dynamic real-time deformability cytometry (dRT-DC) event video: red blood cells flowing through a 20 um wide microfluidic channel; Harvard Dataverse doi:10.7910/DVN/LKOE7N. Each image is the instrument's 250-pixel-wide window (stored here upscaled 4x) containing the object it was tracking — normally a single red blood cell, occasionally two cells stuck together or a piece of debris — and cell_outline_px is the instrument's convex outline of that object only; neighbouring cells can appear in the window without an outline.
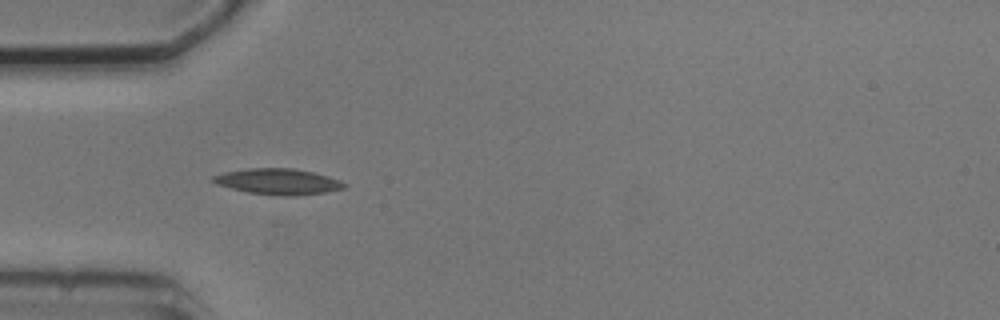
{"species": "common noctule bat (a hibernating species)", "species_latin": "Nyctalus noctula", "temperature_condition": "cold", "stored_images_in_passage": 6, "camera_frame_rate_fps": 3000, "um_per_image_px": 0.085, "animal": {"sex": "male", "body_mass_g": 20.5, "forearm_length_mm": 52.5}, "frame": {"image": 1, "passage_image": 5, "time_ms": 4.667, "image_size_px": [1000, 320], "cell_outline_px": [[344, 188], [324, 192], [296, 196], [280, 196], [248, 192], [216, 184], [212, 180], [212, 176], [224, 172], [248, 168], [292, 168], [312, 172], [328, 176], [340, 180], [344, 184]], "centroid_in_image_um": [23.61, 15.43], "position_along_channel_um": 61.4, "area_um2": 19.59}}
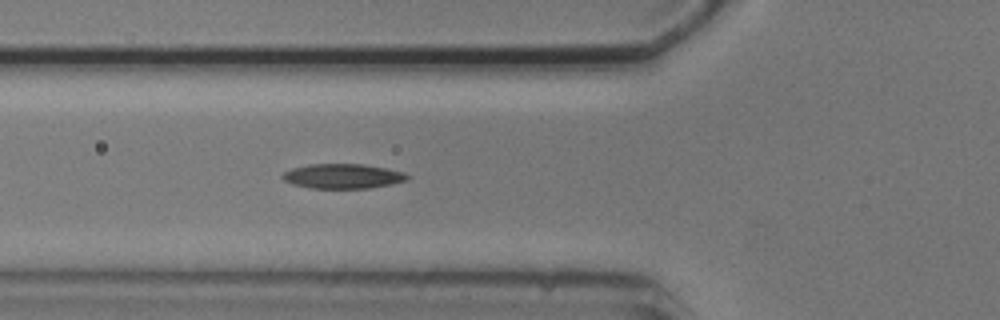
{"frame": {"image": 2, "passage_image": 6, "time_ms": 5.667, "image_size_px": [1000, 320], "cell_outline_px": [[412, 176], [408, 180], [392, 184], [372, 188], [308, 188], [292, 184], [284, 180], [280, 176], [284, 172], [292, 168], [308, 164], [364, 164], [404, 172]], "centroid_in_image_um": [29.15, 14.98], "position_along_channel_um": 96.6, "area_um2": 18.15}}